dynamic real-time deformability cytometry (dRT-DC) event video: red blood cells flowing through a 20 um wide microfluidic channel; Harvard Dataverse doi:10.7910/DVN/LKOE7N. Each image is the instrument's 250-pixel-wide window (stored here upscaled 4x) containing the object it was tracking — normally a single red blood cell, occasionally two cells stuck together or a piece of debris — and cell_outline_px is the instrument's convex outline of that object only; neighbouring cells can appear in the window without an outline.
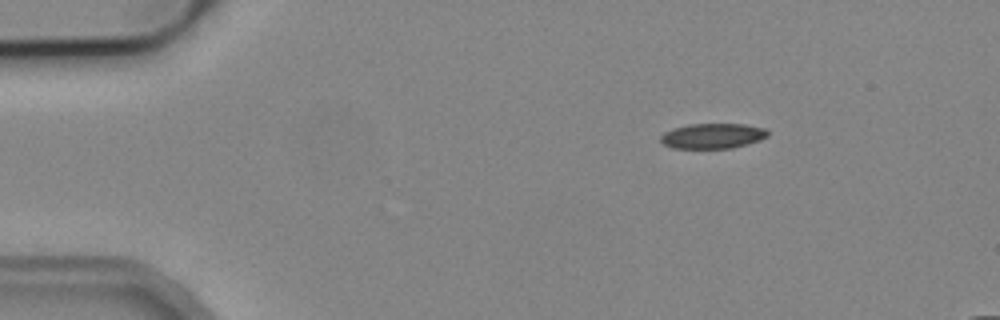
{"species": "common noctule bat (a hibernating species)", "species_latin": "Nyctalus noctula", "temperature_condition": "cold", "stored_images_in_passage": 6, "camera_frame_rate_fps": 3000, "um_per_image_px": 0.085, "animal": {"sex": "male", "body_mass_g": 19.2, "forearm_length_mm": 51.8}, "frame": {"image": 1, "passage_image": 6, "time_ms": 6.667, "image_size_px": [1000, 320], "cell_outline_px": [[768, 136], [760, 140], [732, 148], [672, 148], [664, 144], [660, 140], [660, 136], [664, 132], [672, 128], [688, 124], [744, 124], [764, 128], [768, 132]], "centroid_in_image_um": [60.55, 11.55], "position_along_channel_um": 24.5, "area_um2": 15.72}}